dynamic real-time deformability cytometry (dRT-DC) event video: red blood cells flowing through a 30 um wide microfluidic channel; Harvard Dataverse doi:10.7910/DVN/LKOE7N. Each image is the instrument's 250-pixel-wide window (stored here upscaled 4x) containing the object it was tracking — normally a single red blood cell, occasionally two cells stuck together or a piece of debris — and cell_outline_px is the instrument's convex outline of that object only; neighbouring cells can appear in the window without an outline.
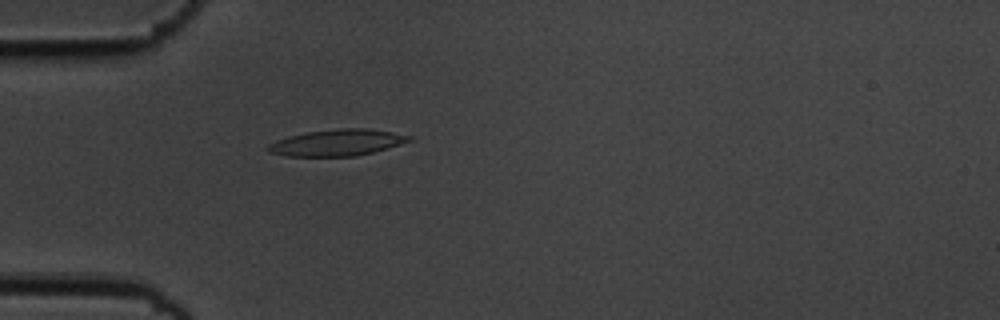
{"species": "common noctule bat (a hibernating species)", "species_latin": "Nyctalus noctula", "temperature_condition": "cold", "stored_images_in_passage": 56, "camera_frame_rate_fps": 3000, "um_per_image_px": 0.085, "animal": {"sex": "male", "body_mass_g": 19.5, "forearm_length_mm": 54.6}, "frame": {"image": 1, "passage_image": 17, "time_ms": 5.333, "image_size_px": [1000, 320], "cell_outline_px": [[412, 140], [388, 148], [356, 156], [284, 156], [268, 152], [264, 148], [268, 144], [276, 140], [288, 136], [308, 132], [340, 128], [368, 128], [392, 132], [412, 136]], "centroid_in_image_um": [28.62, 12.12], "position_along_channel_um": 56.4, "area_um2": 21.79}}
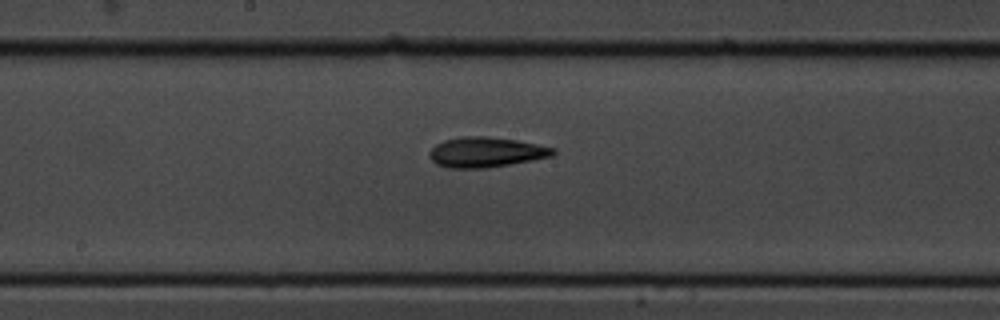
{"frame": {"image": 2, "passage_image": 30, "time_ms": 9.667, "image_size_px": [1000, 320], "cell_outline_px": [[556, 152], [552, 156], [508, 164], [484, 168], [448, 168], [436, 164], [432, 160], [428, 152], [436, 144], [444, 140], [464, 136], [488, 136], [516, 140], [556, 148]], "centroid_in_image_um": [41.28, 12.93], "position_along_channel_um": 206.9, "area_um2": 21.56}}
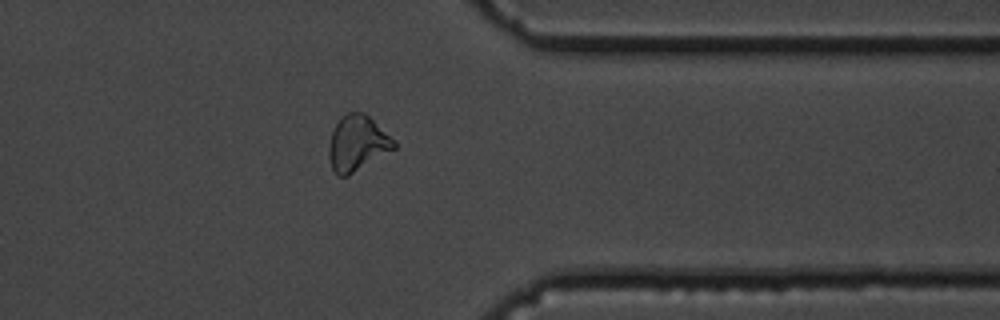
{"frame": {"image": 3, "passage_image": 45, "time_ms": 14.667, "image_size_px": [1000, 320], "cell_outline_px": [[396, 148], [348, 176], [336, 176], [332, 172], [328, 156], [328, 144], [332, 132], [340, 116], [348, 112], [364, 112], [396, 144]], "centroid_in_image_um": [30.3, 12.21], "position_along_channel_um": 381.1, "area_um2": 20.92}, "authors_computed_cell_mechanics": {"area_um2": 21.097, "velocity_mm_per_s": 3.6264, "shape_relaxation_time_tau1_ms": 4.3347, "shape_relaxation_time_tau2_ms": 5.7378, "deformation_change_tau1": 0.1479, "deformation_change_tau2": 0.1587}}